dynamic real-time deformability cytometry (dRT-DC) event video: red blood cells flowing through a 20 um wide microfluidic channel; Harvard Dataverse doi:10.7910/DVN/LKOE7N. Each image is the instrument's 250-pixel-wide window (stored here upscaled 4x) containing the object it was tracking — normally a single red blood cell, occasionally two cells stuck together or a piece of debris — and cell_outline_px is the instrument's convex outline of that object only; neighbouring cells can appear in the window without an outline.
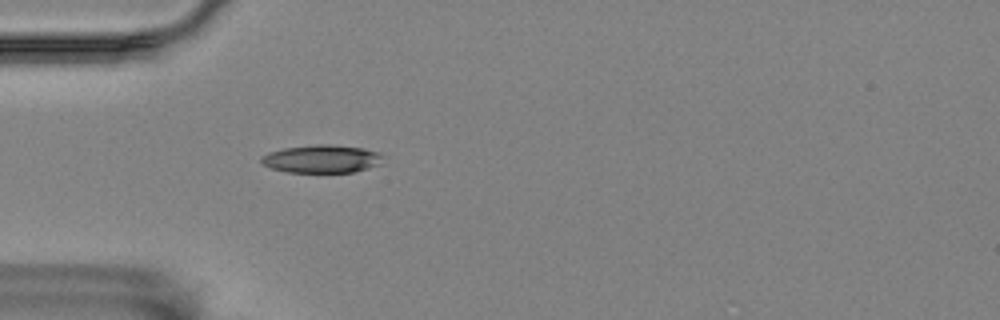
{"species": "Egyptian fruit bat (a non-hibernating species)", "species_latin": "Rousettus aegyptiacus", "temperature_condition": "room temperature", "stored_images_in_passage": 41, "camera_frame_rate_fps": 3000, "um_per_image_px": 0.085, "animal": {"sex": "female"}, "frame": {"image": 1, "passage_image": 1, "time_ms": 0.0, "image_size_px": [1000, 320], "cell_outline_px": [[384, 164], [352, 172], [288, 172], [272, 168], [260, 164], [260, 156], [268, 152], [284, 148], [316, 144], [328, 144], [364, 148], [376, 152], [380, 156]], "centroid_in_image_um": [27.31, 13.5], "position_along_channel_um": 57.7, "area_um2": 19.88}}
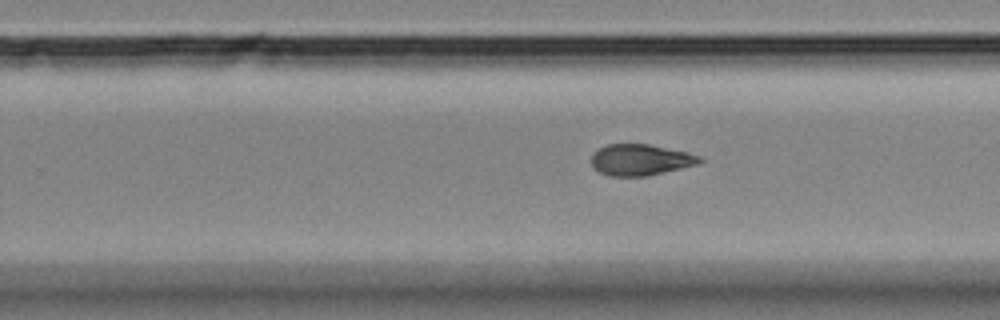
{"frame": {"image": 2, "passage_image": 20, "time_ms": 6.333, "image_size_px": [1000, 320], "cell_outline_px": [[704, 160], [700, 164], [648, 176], [608, 176], [600, 172], [592, 164], [592, 152], [608, 144], [648, 144], [684, 152], [700, 156]], "centroid_in_image_um": [54.45, 13.59], "position_along_channel_um": 275.4, "area_um2": 19.59}}
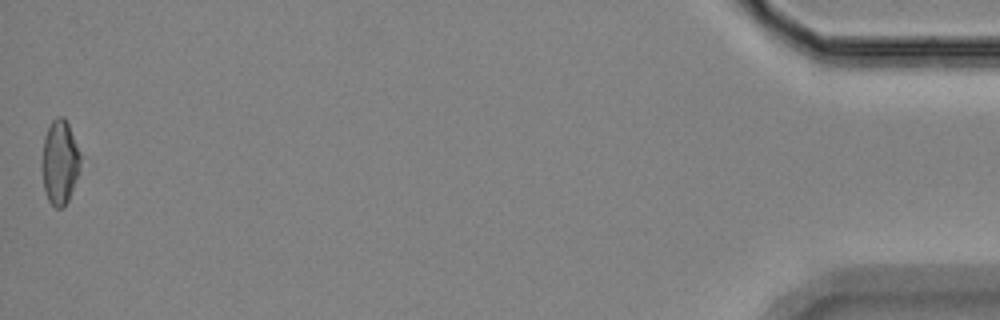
{"frame": {"image": 3, "passage_image": 41, "time_ms": 13.333, "image_size_px": [1000, 320], "cell_outline_px": [[80, 172], [68, 200], [64, 208], [56, 208], [48, 200], [44, 188], [40, 164], [40, 160], [44, 136], [52, 120], [56, 116], [64, 116], [68, 124], [80, 152]], "centroid_in_image_um": [5.06, 13.79], "position_along_channel_um": 430.1, "area_um2": 19.31}, "authors_computed_cell_mechanics": {"area_um2": 19.652, "velocity_mm_per_s": 3.4954, "shape_relaxation_time_tau1_ms": null, "shape_relaxation_time_tau2_ms": 3.9075, "deformation_change_tau1": null, "deformation_change_tau2": 0.1108}}